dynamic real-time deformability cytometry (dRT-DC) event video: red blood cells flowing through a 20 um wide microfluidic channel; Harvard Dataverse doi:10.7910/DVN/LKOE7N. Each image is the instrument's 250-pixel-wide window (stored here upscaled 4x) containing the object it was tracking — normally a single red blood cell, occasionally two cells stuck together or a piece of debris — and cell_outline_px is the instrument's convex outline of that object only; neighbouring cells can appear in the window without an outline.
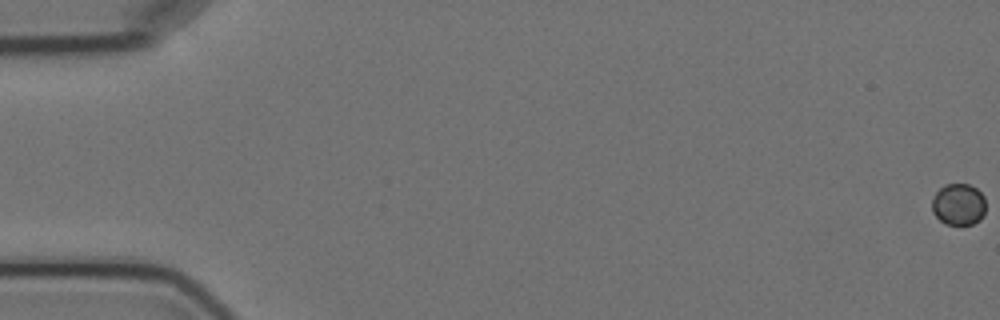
{"species": "Egyptian fruit bat (a non-hibernating species)", "species_latin": "Rousettus aegyptiacus", "temperature_condition": "cold", "stored_images_in_passage": 6, "camera_frame_rate_fps": 3000, "um_per_image_px": 0.085, "animal": {"sex": "female"}, "frame": {"image": 1, "passage_image": 1, "time_ms": 0.0, "image_size_px": [1000, 320], "cell_outline_px": [[984, 212], [980, 220], [972, 224], [944, 224], [932, 212], [932, 200], [936, 192], [944, 184], [968, 184], [976, 188], [984, 196]], "centroid_in_image_um": [81.46, 17.37], "position_along_channel_um": 3.5, "area_um2": 13.01}}
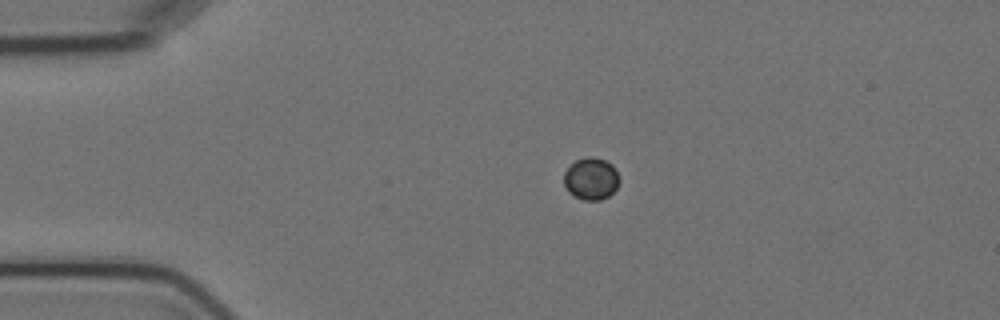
{"frame": {"image": 2, "passage_image": 4, "time_ms": 4.333, "image_size_px": [1000, 320], "cell_outline_px": [[620, 180], [616, 188], [608, 196], [600, 200], [584, 200], [568, 192], [564, 184], [564, 172], [576, 160], [588, 156], [592, 156], [604, 160], [612, 164], [616, 168]], "centroid_in_image_um": [50.25, 15.18], "position_along_channel_um": 34.7, "area_um2": 13.58}}
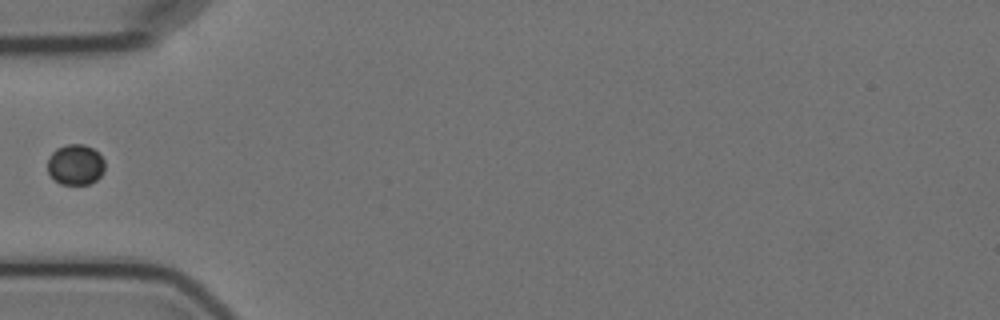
{"frame": {"image": 3, "passage_image": 6, "time_ms": 6.667, "image_size_px": [1000, 320], "cell_outline_px": [[104, 172], [96, 180], [88, 184], [60, 184], [48, 172], [48, 160], [52, 152], [56, 148], [68, 144], [84, 144], [92, 148], [104, 160]], "centroid_in_image_um": [6.42, 13.99], "position_along_channel_um": 78.6, "area_um2": 13.41}}